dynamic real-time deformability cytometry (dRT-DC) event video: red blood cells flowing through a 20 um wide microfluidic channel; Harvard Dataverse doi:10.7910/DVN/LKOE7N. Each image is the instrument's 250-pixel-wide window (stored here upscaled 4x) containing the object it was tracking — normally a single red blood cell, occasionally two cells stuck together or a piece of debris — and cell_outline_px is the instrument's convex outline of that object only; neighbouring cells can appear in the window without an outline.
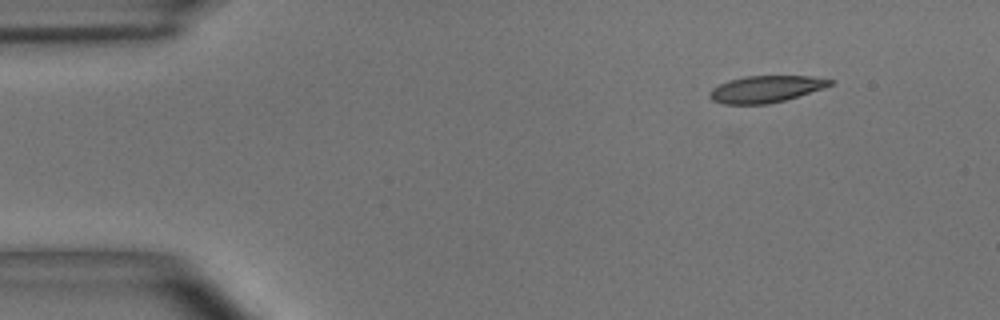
{"species": "common noctule bat (a hibernating species)", "species_latin": "Nyctalus noctula", "temperature_condition": "room temperature", "stored_images_in_passage": 2, "camera_frame_rate_fps": 3000, "um_per_image_px": 0.085, "animal": {"sex": "male", "body_mass_g": 15.6}, "frame": {"image": 1, "passage_image": 2, "time_ms": 0.333, "image_size_px": [1000, 320], "cell_outline_px": [[836, 80], [832, 84], [824, 88], [784, 100], [768, 104], [724, 104], [712, 100], [708, 96], [708, 92], [712, 88], [728, 80], [744, 76], [808, 76]], "centroid_in_image_um": [65.07, 7.57], "position_along_channel_um": 19.9, "area_um2": 18.79}}